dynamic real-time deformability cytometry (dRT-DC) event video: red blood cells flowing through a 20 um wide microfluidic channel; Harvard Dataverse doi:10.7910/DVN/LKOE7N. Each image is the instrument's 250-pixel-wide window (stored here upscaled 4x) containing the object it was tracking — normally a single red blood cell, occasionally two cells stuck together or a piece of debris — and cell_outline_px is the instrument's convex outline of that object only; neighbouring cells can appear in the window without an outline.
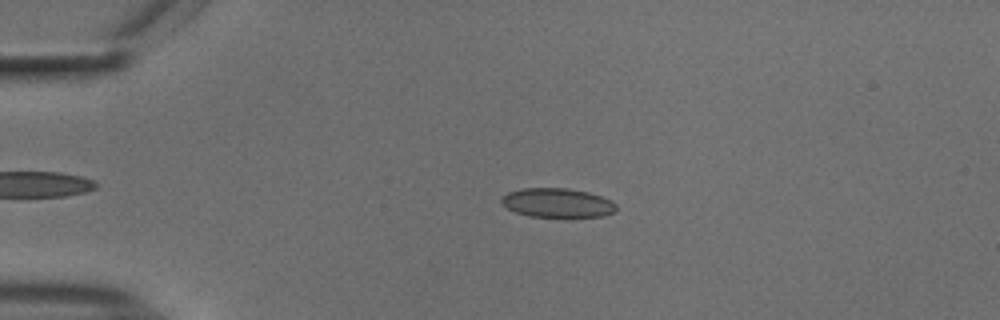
{"species": "common noctule bat (a hibernating species)", "species_latin": "Nyctalus noctula", "temperature_condition": "cold", "stored_images_in_passage": 54, "camera_frame_rate_fps": 3000, "um_per_image_px": 0.085, "animal": {"sex": "male", "body_mass_g": 18.8}, "frame": {"image": 1, "passage_image": 12, "time_ms": 3.667, "image_size_px": [1000, 320], "cell_outline_px": [[616, 208], [612, 212], [604, 216], [528, 216], [516, 212], [508, 208], [500, 200], [508, 192], [520, 188], [568, 188], [588, 192], [612, 200], [616, 204]], "centroid_in_image_um": [47.38, 17.22], "position_along_channel_um": 37.6, "area_um2": 19.25}}
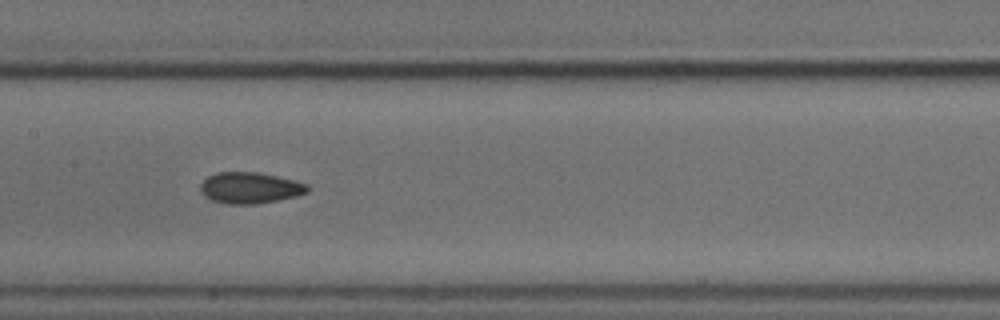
{"frame": {"image": 2, "passage_image": 27, "time_ms": 8.667, "image_size_px": [1000, 320], "cell_outline_px": [[308, 192], [296, 196], [256, 204], [224, 204], [212, 200], [204, 196], [200, 192], [200, 184], [208, 176], [216, 172], [256, 172], [276, 176], [308, 184]], "centroid_in_image_um": [21.2, 15.97], "position_along_channel_um": 186.2, "area_um2": 19.42}}
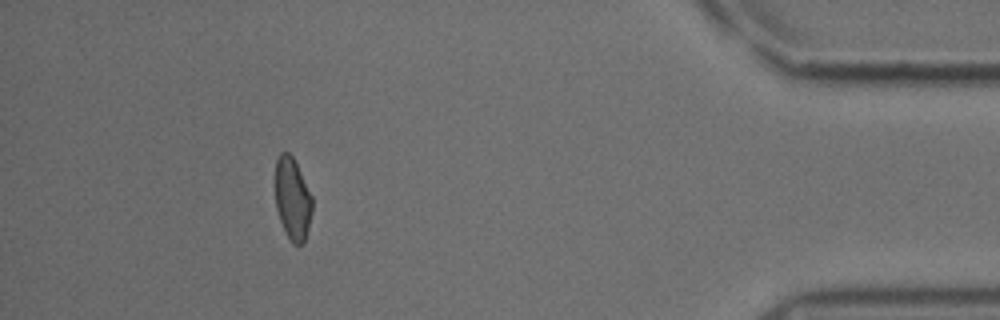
{"frame": {"image": 3, "passage_image": 49, "time_ms": 16.0, "image_size_px": [1000, 320], "cell_outline_px": [[312, 212], [304, 244], [292, 244], [280, 220], [276, 208], [276, 160], [280, 152], [288, 152], [292, 156], [312, 196]], "centroid_in_image_um": [24.87, 16.91], "position_along_channel_um": 410.3, "area_um2": 17.46}, "authors_computed_cell_mechanics": {"area_um2": 19.2185, "velocity_mm_per_s": 3.7411, "shape_relaxation_time_tau1_ms": 8.3907, "shape_relaxation_time_tau2_ms": 1.5405, "deformation_change_tau1": 0.1326, "deformation_change_tau2": 0.0626}}